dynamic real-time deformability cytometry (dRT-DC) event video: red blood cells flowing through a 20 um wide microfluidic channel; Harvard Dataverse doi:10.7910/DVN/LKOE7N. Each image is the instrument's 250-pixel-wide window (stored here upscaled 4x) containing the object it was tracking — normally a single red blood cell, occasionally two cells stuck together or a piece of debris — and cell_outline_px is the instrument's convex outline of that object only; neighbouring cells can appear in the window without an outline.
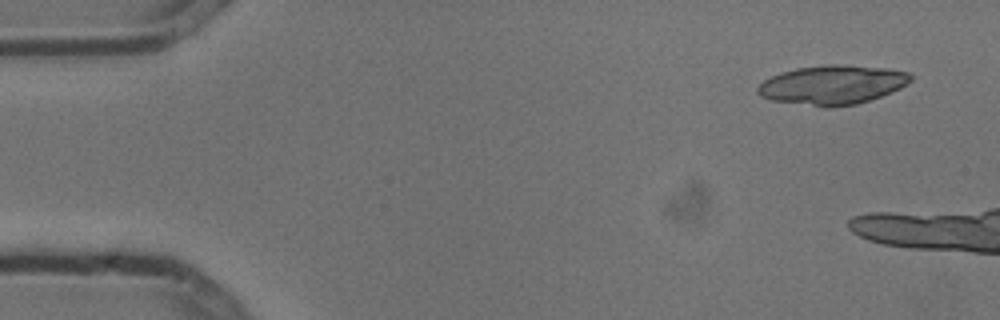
{"species": "common noctule bat (a hibernating species)", "species_latin": "Nyctalus noctula", "temperature_condition": "cold", "stored_images_in_passage": 4, "camera_frame_rate_fps": 3000, "um_per_image_px": 0.085, "animal": {"sex": "male", "body_mass_g": 13.3}, "frame": {"image": 1, "passage_image": 1, "time_ms": 0.0, "image_size_px": [1000, 320], "cell_outline_px": [[912, 80], [908, 84], [892, 92], [856, 104], [828, 108], [772, 100], [760, 96], [756, 92], [756, 88], [764, 80], [780, 72], [796, 68], [824, 64], [844, 64], [888, 68], [908, 72], [912, 76]], "centroid_in_image_um": [70.76, 7.2], "position_along_channel_um": 14.2, "area_um2": 35.2}}